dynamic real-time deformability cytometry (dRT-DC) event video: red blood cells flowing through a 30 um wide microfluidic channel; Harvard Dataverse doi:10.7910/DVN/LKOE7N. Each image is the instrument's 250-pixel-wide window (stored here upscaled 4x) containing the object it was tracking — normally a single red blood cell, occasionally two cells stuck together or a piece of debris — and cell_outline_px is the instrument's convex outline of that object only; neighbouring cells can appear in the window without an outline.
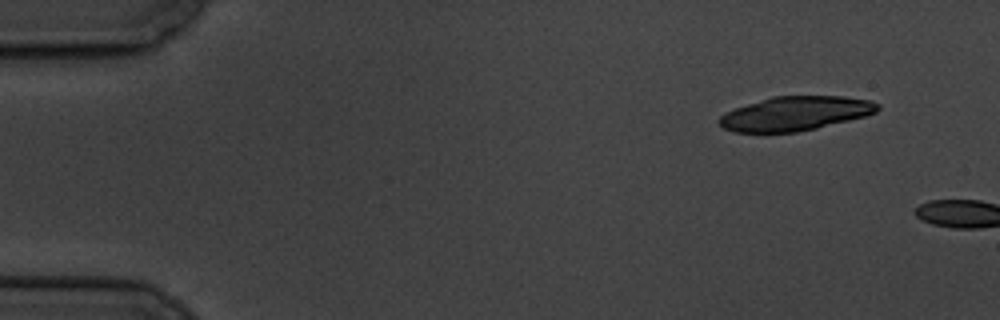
{"species": "common noctule bat (a hibernating species)", "species_latin": "Nyctalus noctula", "temperature_condition": "cold", "stored_images_in_passage": 2, "camera_frame_rate_fps": 3000, "um_per_image_px": 0.085, "animal": {"sex": "male", "body_mass_g": 19.5, "forearm_length_mm": 54.6}, "frame": {"image": 1, "passage_image": 1, "time_ms": 0.0, "image_size_px": [1000, 320], "cell_outline_px": [[880, 108], [876, 112], [864, 116], [816, 128], [796, 132], [736, 132], [724, 128], [716, 120], [720, 116], [736, 108], [772, 96], [844, 96], [868, 100], [880, 104]], "centroid_in_image_um": [67.61, 9.64], "position_along_channel_um": 17.4, "area_um2": 31.15}}